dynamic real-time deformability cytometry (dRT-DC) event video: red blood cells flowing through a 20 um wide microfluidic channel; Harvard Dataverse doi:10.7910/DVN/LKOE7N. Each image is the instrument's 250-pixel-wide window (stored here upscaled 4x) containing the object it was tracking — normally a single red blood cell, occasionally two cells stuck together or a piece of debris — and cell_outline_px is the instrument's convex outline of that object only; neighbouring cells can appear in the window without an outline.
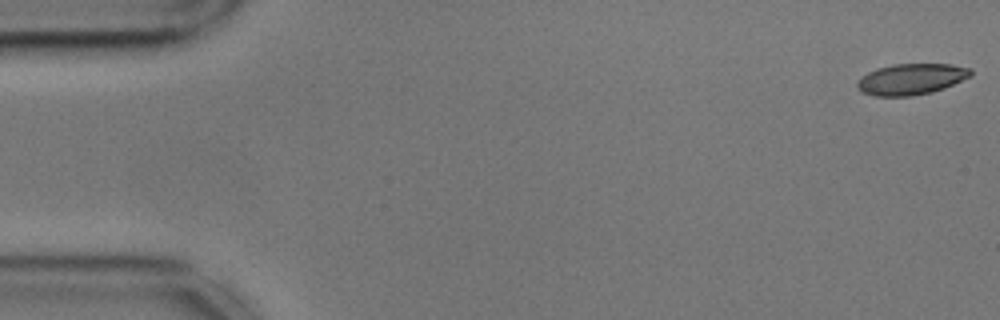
{"species": "common noctule bat (a hibernating species)", "species_latin": "Nyctalus noctula", "temperature_condition": "cold", "stored_images_in_passage": 55, "camera_frame_rate_fps": 3000, "um_per_image_px": 0.085, "animal": {"sex": "male", "body_mass_g": 17.9, "forearm_length_mm": 54.2}, "frame": {"image": 1, "passage_image": 1, "time_ms": 0.0, "image_size_px": [1000, 320], "cell_outline_px": [[972, 76], [944, 88], [932, 92], [912, 96], [872, 96], [864, 92], [856, 84], [868, 72], [876, 68], [896, 64], [952, 64], [972, 68]], "centroid_in_image_um": [77.51, 6.72], "position_along_channel_um": 7.5, "area_um2": 20.46}}
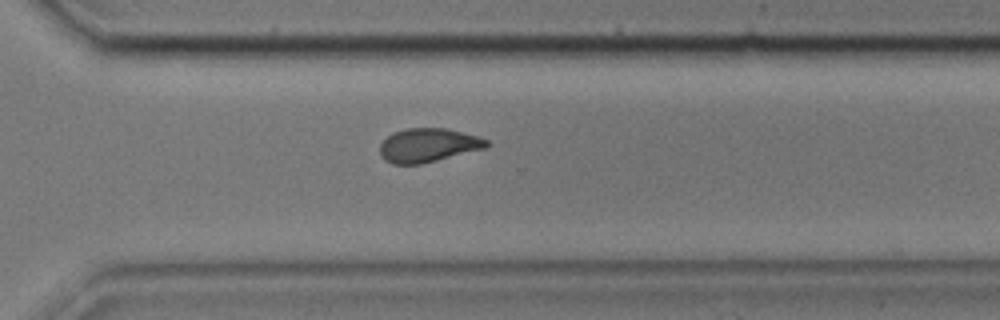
{"frame": {"image": 2, "passage_image": 39, "time_ms": 12.667, "image_size_px": [1000, 320], "cell_outline_px": [[488, 148], [420, 164], [392, 164], [384, 160], [380, 156], [380, 144], [388, 136], [396, 132], [408, 128], [444, 128], [476, 136], [488, 140]], "centroid_in_image_um": [36.39, 12.36], "position_along_channel_um": 334.2, "area_um2": 20.87}}
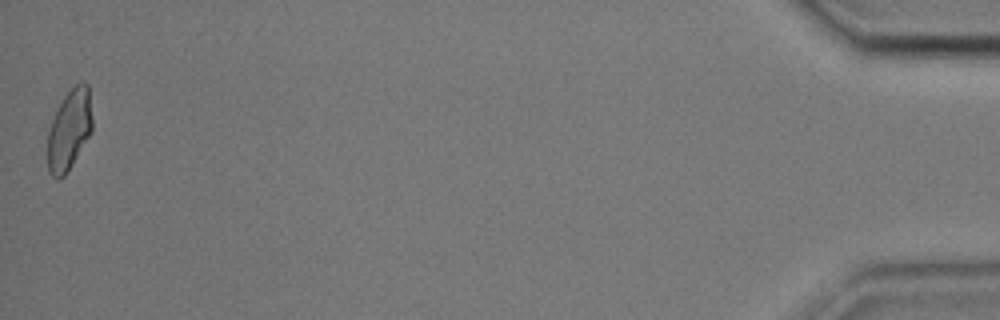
{"frame": {"image": 3, "passage_image": 55, "time_ms": 18.0, "image_size_px": [1000, 320], "cell_outline_px": [[92, 132], [64, 176], [60, 180], [56, 180], [48, 172], [48, 132], [52, 120], [64, 96], [76, 84], [88, 84], [92, 116]], "centroid_in_image_um": [5.89, 11.07], "position_along_channel_um": 429.3, "area_um2": 20.69}, "authors_computed_cell_mechanics": {"area_um2": 21.097, "velocity_mm_per_s": 3.5846, "shape_relaxation_time_tau1_ms": 4.1727, "shape_relaxation_time_tau2_ms": 2.974, "deformation_change_tau1": 0.1181, "deformation_change_tau2": 0.0961}}